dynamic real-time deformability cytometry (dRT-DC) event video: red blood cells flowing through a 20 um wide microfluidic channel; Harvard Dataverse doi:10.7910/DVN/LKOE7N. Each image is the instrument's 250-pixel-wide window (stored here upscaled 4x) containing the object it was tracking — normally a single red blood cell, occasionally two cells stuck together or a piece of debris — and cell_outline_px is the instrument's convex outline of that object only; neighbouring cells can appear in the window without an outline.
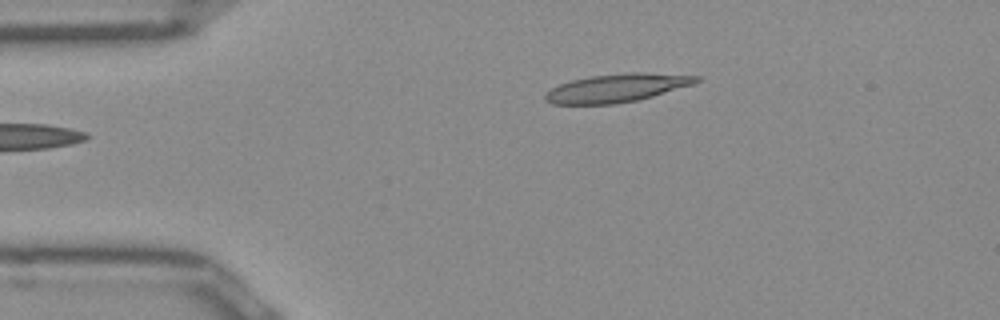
{"species": "Egyptian fruit bat (a non-hibernating species)", "species_latin": "Rousettus aegyptiacus", "temperature_condition": "room temperature", "stored_images_in_passage": 36, "camera_frame_rate_fps": 3000, "um_per_image_px": 0.085, "frame": {"image": 1, "passage_image": 1, "time_ms": 0.0, "image_size_px": [1000, 320], "cell_outline_px": [[700, 80], [692, 84], [652, 96], [636, 100], [612, 104], [552, 104], [544, 100], [544, 92], [560, 84], [572, 80], [588, 76], [628, 72], [644, 72], [700, 76]], "centroid_in_image_um": [52.38, 7.47], "position_along_channel_um": 32.6, "area_um2": 24.8}}
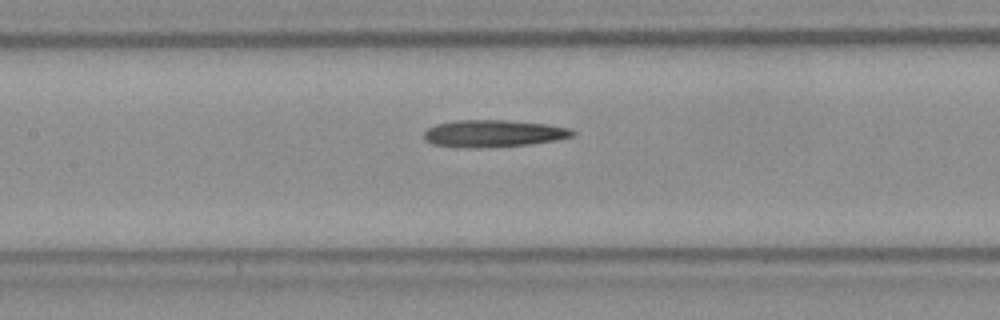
{"frame": {"image": 2, "passage_image": 14, "time_ms": 4.333, "image_size_px": [1000, 320], "cell_outline_px": [[576, 132], [572, 136], [556, 140], [528, 144], [432, 144], [424, 140], [424, 132], [428, 128], [436, 124], [456, 120], [508, 120], [548, 124], [572, 128]], "centroid_in_image_um": [42.04, 11.27], "position_along_channel_um": 165.4, "area_um2": 22.02}}
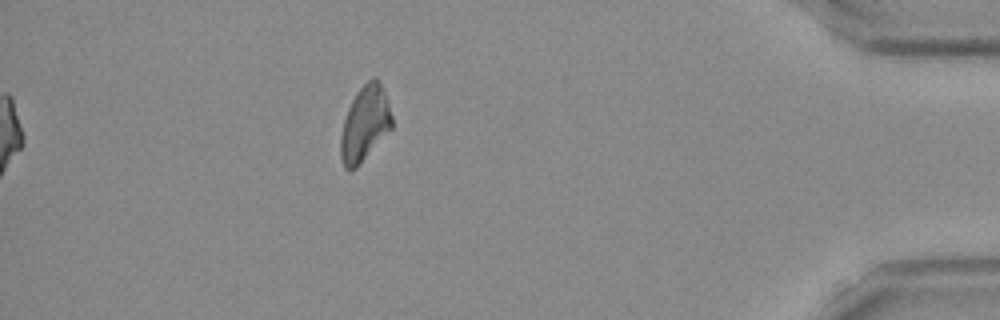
{"frame": {"image": 3, "passage_image": 36, "time_ms": 11.667, "image_size_px": [1000, 320], "cell_outline_px": [[392, 128], [356, 168], [344, 168], [340, 156], [340, 136], [344, 120], [348, 108], [356, 92], [372, 76], [376, 76], [380, 80], [392, 116]], "centroid_in_image_um": [31.0, 10.49], "position_along_channel_um": 404.2, "area_um2": 22.31}}